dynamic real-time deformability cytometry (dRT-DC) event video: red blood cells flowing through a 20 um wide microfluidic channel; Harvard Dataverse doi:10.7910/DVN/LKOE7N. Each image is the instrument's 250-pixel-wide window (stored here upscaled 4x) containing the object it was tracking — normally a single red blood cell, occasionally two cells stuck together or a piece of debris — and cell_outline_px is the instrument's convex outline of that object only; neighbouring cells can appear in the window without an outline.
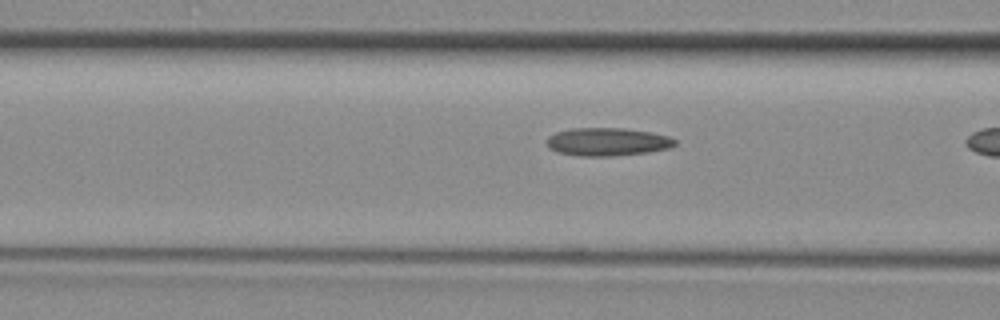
{"species": "common noctule bat (a hibernating species)", "species_latin": "Nyctalus noctula", "temperature_condition": "room temperature", "stored_images_in_passage": 14, "camera_frame_rate_fps": 3000, "um_per_image_px": 0.085, "animal": {"sex": "female", "body_mass_g": 29.2, "forearm_length_mm": 56.3}, "frame": {"image": 1, "passage_image": 10, "time_ms": 3.0, "image_size_px": [1000, 320], "cell_outline_px": [[676, 144], [672, 148], [648, 152], [612, 156], [580, 156], [556, 152], [548, 148], [548, 136], [556, 132], [572, 128], [624, 128], [652, 132], [668, 136], [676, 140]], "centroid_in_image_um": [51.65, 12.05], "position_along_channel_um": 115.0, "area_um2": 21.1}}